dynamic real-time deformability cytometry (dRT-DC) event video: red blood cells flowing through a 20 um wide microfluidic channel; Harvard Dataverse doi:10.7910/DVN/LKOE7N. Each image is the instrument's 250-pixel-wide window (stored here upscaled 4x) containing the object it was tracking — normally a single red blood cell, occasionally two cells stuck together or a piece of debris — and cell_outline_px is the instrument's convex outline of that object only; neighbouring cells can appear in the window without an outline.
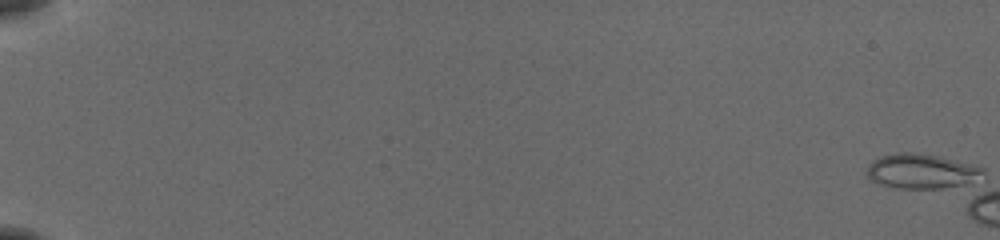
{"species": "common noctule bat (a hibernating species)", "species_latin": "Nyctalus noctula", "temperature_condition": "cold", "stored_images_in_passage": 1, "camera_frame_rate_fps": 3000, "um_per_image_px": 0.085, "animal": {"sex": "female", "body_mass_g": 19.5, "forearm_length_mm": 54.1}, "frame": {"image": 1, "passage_image": 1, "time_ms": 0.0, "image_size_px": [1000, 240], "cell_outline_px": [[984, 172], [968, 180], [956, 184], [940, 188], [900, 188], [884, 184], [872, 180], [868, 176], [868, 168], [872, 160], [880, 156], [900, 152], [912, 152], [940, 156], [984, 168]], "centroid_in_image_um": [78.23, 14.51], "position_along_channel_um": 6.8, "area_um2": 22.43}}